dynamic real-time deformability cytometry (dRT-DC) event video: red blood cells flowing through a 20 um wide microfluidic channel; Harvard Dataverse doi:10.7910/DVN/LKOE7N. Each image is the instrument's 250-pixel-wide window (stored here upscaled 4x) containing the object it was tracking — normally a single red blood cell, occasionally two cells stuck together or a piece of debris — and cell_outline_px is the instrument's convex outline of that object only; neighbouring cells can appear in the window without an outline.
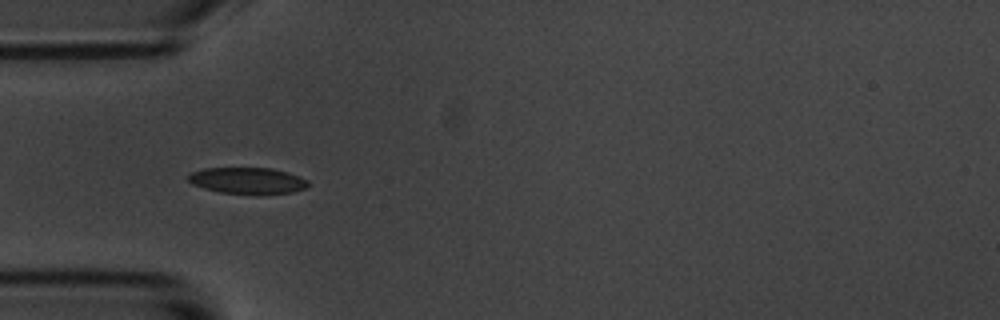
{"species": "common noctule bat (a hibernating species)", "species_latin": "Nyctalus noctula", "temperature_condition": "room temperature", "stored_images_in_passage": 40, "camera_frame_rate_fps": 3000, "um_per_image_px": 0.085, "animal": {"sex": "male", "body_mass_g": 20.1, "forearm_length_mm": 53.5}, "frame": {"image": 1, "passage_image": 1, "time_ms": 0.0, "image_size_px": [1000, 320], "cell_outline_px": [[308, 188], [292, 192], [256, 196], [220, 192], [204, 188], [192, 184], [188, 180], [188, 176], [192, 172], [204, 168], [268, 168], [284, 172], [308, 180]], "centroid_in_image_um": [21.04, 15.39], "position_along_channel_um": 64.0, "area_um2": 18.61}}
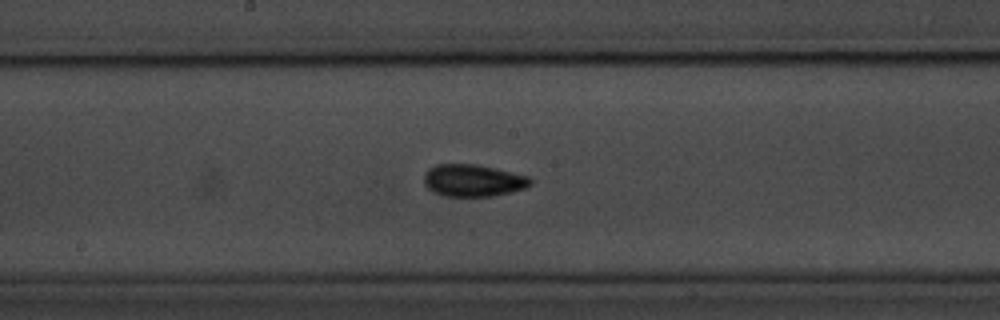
{"frame": {"image": 2, "passage_image": 13, "time_ms": 4.0, "image_size_px": [1000, 320], "cell_outline_px": [[532, 184], [524, 188], [512, 192], [492, 196], [444, 196], [432, 192], [424, 184], [424, 172], [428, 168], [436, 164], [476, 164], [496, 168], [528, 176], [532, 180]], "centroid_in_image_um": [40.19, 15.33], "position_along_channel_um": 208.0, "area_um2": 20.11}}
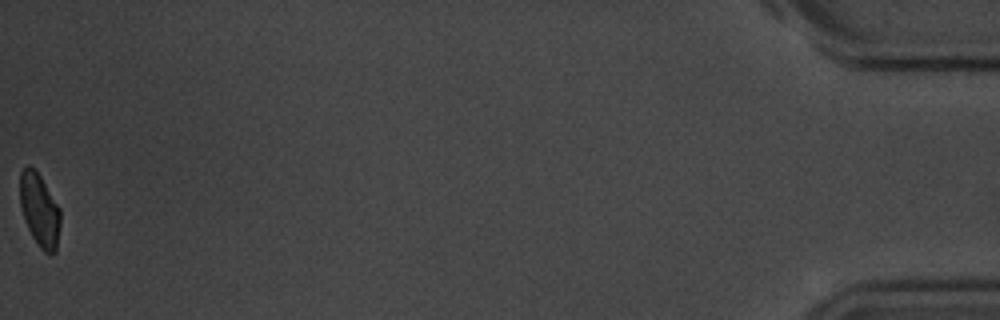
{"frame": {"image": 3, "passage_image": 40, "time_ms": 13.0, "image_size_px": [1000, 320], "cell_outline_px": [[60, 224], [56, 252], [52, 256], [44, 252], [40, 248], [32, 236], [24, 220], [20, 208], [20, 172], [28, 164], [40, 176], [60, 208]], "centroid_in_image_um": [3.36, 17.89], "position_along_channel_um": 431.8, "area_um2": 17.28}, "authors_computed_cell_mechanics": {"area_um2": 18.6694, "velocity_mm_per_s": 3.599, "shape_relaxation_time_tau1_ms": 7.6623, "shape_relaxation_time_tau2_ms": 2.6263, "deformation_change_tau1": 0.1886, "deformation_change_tau2": 0.0754}}